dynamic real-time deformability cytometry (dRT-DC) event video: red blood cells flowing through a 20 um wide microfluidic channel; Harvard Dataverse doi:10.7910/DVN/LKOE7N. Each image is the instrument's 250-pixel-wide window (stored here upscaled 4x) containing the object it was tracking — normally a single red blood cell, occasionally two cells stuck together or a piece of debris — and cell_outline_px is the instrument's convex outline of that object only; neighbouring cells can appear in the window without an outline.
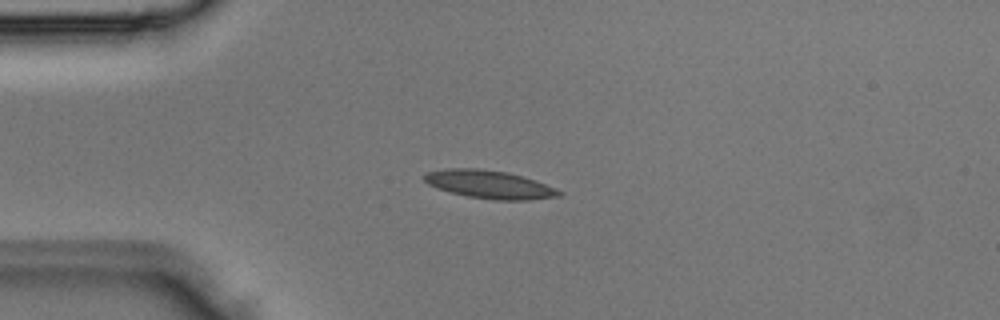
{"species": "Egyptian fruit bat (a non-hibernating species)", "species_latin": "Rousettus aegyptiacus", "temperature_condition": "room temperature", "stored_images_in_passage": 3, "camera_frame_rate_fps": 3000, "um_per_image_px": 0.085, "animal": {"sex": "male"}, "frame": {"image": 1, "passage_image": 3, "time_ms": 0.667, "image_size_px": [1000, 320], "cell_outline_px": [[564, 192], [560, 196], [528, 200], [492, 200], [468, 196], [436, 188], [428, 184], [420, 176], [424, 172], [444, 168], [480, 168], [508, 172], [556, 188]], "centroid_in_image_um": [41.53, 15.67], "position_along_channel_um": 43.5, "area_um2": 22.2}}